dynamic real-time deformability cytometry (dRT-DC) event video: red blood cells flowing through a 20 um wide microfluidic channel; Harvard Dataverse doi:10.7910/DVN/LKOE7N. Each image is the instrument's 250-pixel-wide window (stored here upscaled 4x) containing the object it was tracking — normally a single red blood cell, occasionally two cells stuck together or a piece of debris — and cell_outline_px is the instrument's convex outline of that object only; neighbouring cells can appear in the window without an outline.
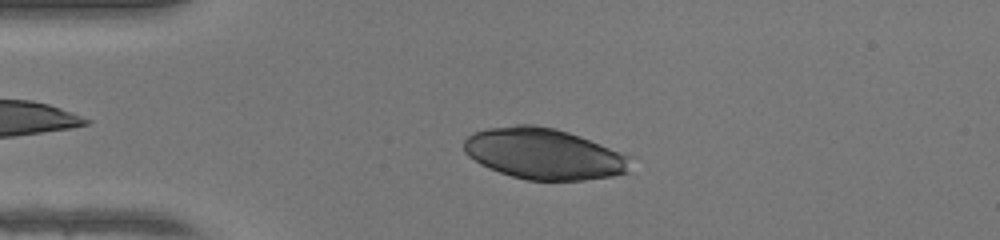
{"species": "human", "species_latin": "Homo sapiens", "temperature_condition": "warm", "stored_images_in_passage": 42, "camera_frame_rate_fps": 3000, "um_per_image_px": 0.085, "donor": {"sex": "female"}, "frame": {"image": 1, "passage_image": 9, "time_ms": 2.667, "image_size_px": [1000, 240], "cell_outline_px": [[632, 156], [628, 172], [612, 176], [584, 180], [528, 180], [512, 176], [488, 168], [480, 164], [468, 156], [464, 152], [464, 140], [468, 136], [476, 132], [488, 128], [516, 124], [532, 124], [556, 128], [580, 136]], "centroid_in_image_um": [46.23, 13.07], "position_along_channel_um": 38.8, "area_um2": 49.59}}
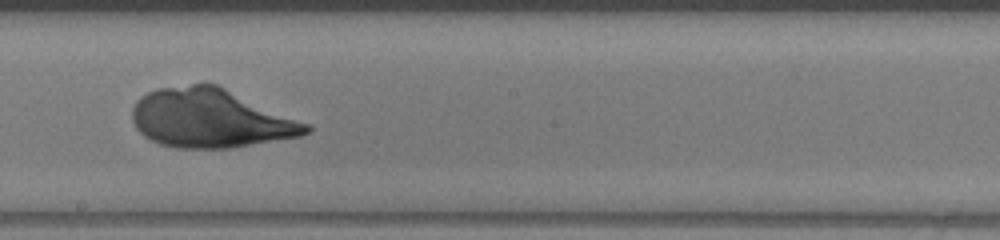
{"frame": {"image": 2, "passage_image": 25, "time_ms": 8.0, "image_size_px": [1000, 240], "cell_outline_px": [[312, 128], [308, 132], [300, 136], [228, 148], [176, 148], [160, 144], [144, 136], [136, 128], [132, 120], [132, 108], [136, 100], [140, 96], [156, 88], [192, 84], [216, 84], [312, 124]], "centroid_in_image_um": [17.89, 10.05], "position_along_channel_um": 230.3, "area_um2": 59.71}}
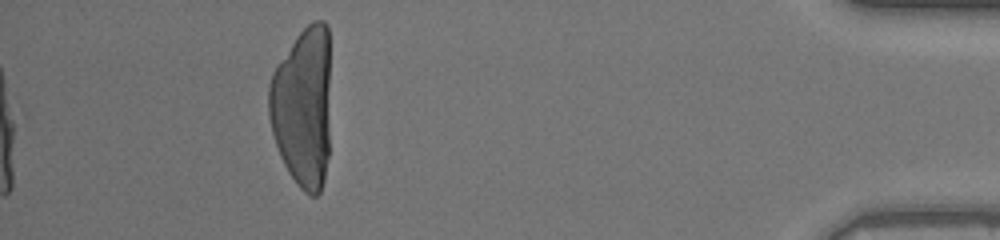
{"frame": {"image": 3, "passage_image": 42, "time_ms": 13.667, "image_size_px": [1000, 240], "cell_outline_px": [[328, 156], [324, 180], [320, 192], [316, 196], [312, 196], [304, 192], [296, 184], [288, 172], [280, 156], [272, 132], [268, 116], [268, 88], [272, 72], [276, 64], [296, 36], [312, 20], [324, 20], [328, 24]], "centroid_in_image_um": [25.71, 9.09], "position_along_channel_um": 409.5, "area_um2": 58.15}}